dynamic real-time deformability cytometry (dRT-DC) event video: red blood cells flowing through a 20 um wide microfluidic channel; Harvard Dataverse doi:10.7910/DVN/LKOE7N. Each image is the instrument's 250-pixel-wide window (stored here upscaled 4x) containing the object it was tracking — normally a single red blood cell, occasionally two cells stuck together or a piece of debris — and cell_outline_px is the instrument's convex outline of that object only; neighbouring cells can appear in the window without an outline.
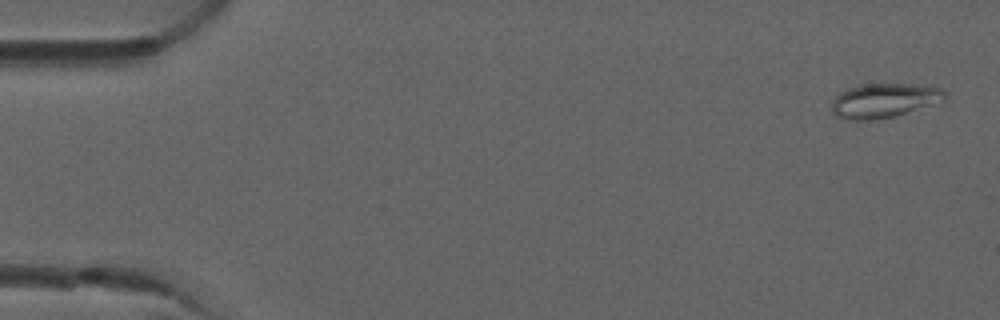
{"species": "common noctule bat (a hibernating species)", "species_latin": "Nyctalus noctula", "temperature_condition": "room temperature", "stored_images_in_passage": 5, "camera_frame_rate_fps": 3000, "um_per_image_px": 0.085, "animal": {"sex": "male", "forearm_length_mm": 52.5}, "frame": {"image": 1, "passage_image": 1, "time_ms": 0.0, "image_size_px": [1000, 320], "cell_outline_px": [[948, 92], [944, 104], [896, 116], [876, 120], [848, 120], [836, 116], [832, 112], [832, 100], [840, 92], [856, 84], [920, 84], [944, 88]], "centroid_in_image_um": [75.27, 8.55], "position_along_channel_um": 9.7, "area_um2": 23.76}}